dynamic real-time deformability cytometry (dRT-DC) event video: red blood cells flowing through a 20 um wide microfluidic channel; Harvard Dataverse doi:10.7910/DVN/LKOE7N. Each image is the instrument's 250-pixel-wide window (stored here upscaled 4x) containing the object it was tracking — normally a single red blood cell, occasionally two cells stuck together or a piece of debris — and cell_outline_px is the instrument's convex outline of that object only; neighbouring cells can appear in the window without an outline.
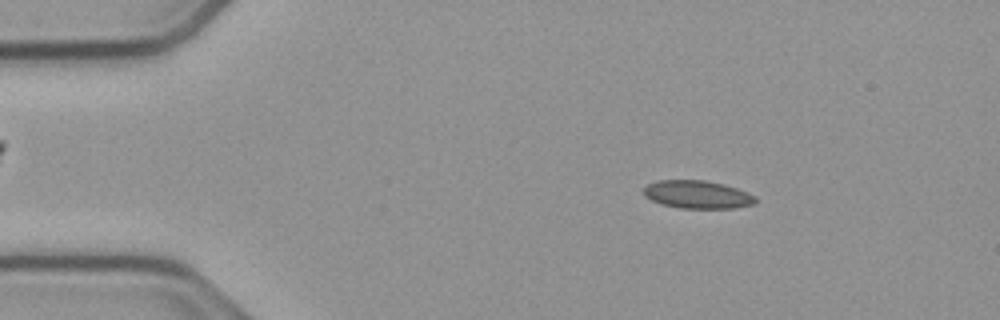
{"species": "common noctule bat (a hibernating species)", "species_latin": "Nyctalus noctula", "temperature_condition": "cold", "stored_images_in_passage": 53, "camera_frame_rate_fps": 3000, "um_per_image_px": 0.085, "animal": {"sex": "male", "body_mass_g": 23.1, "forearm_length_mm": 52.7}, "frame": {"image": 1, "passage_image": 8, "time_ms": 2.333, "image_size_px": [1000, 320], "cell_outline_px": [[756, 204], [732, 208], [680, 208], [660, 204], [644, 196], [644, 188], [648, 184], [656, 180], [704, 180], [724, 184], [748, 192], [756, 196]], "centroid_in_image_um": [59.29, 16.53], "position_along_channel_um": 25.7, "area_um2": 18.32}}
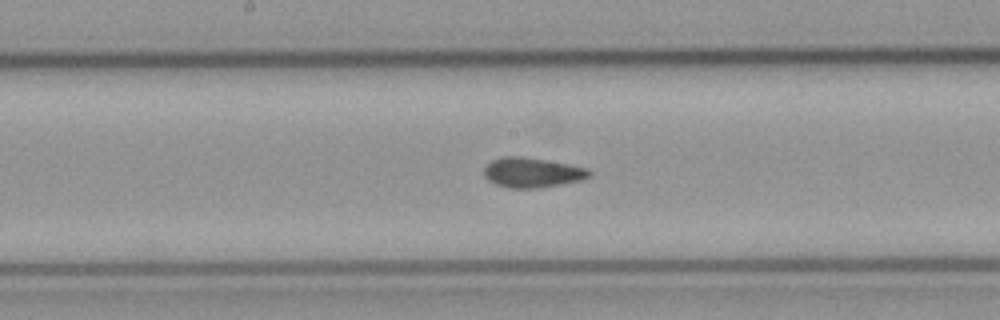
{"frame": {"image": 2, "passage_image": 27, "time_ms": 8.667, "image_size_px": [1000, 320], "cell_outline_px": [[592, 176], [584, 180], [540, 188], [508, 188], [496, 184], [488, 180], [484, 176], [484, 168], [492, 160], [504, 156], [520, 156], [568, 164], [588, 168], [592, 172]], "centroid_in_image_um": [45.27, 14.68], "position_along_channel_um": 202.9, "area_um2": 18.44}}
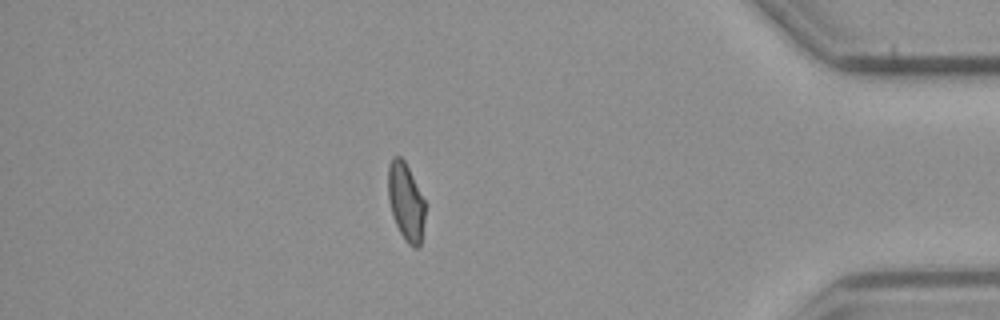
{"frame": {"image": 3, "passage_image": 46, "time_ms": 15.0, "image_size_px": [1000, 320], "cell_outline_px": [[424, 220], [420, 244], [416, 248], [412, 248], [404, 240], [396, 224], [388, 200], [388, 164], [392, 156], [400, 156], [404, 160], [424, 200]], "centroid_in_image_um": [34.47, 17.14], "position_along_channel_um": 400.7, "area_um2": 16.53}, "authors_computed_cell_mechanics": {"area_um2": 17.8602, "velocity_mm_per_s": 3.8028, "shape_relaxation_time_tau1_ms": null, "shape_relaxation_time_tau2_ms": 1.5817, "deformation_change_tau1": null, "deformation_change_tau2": 0.0508}}